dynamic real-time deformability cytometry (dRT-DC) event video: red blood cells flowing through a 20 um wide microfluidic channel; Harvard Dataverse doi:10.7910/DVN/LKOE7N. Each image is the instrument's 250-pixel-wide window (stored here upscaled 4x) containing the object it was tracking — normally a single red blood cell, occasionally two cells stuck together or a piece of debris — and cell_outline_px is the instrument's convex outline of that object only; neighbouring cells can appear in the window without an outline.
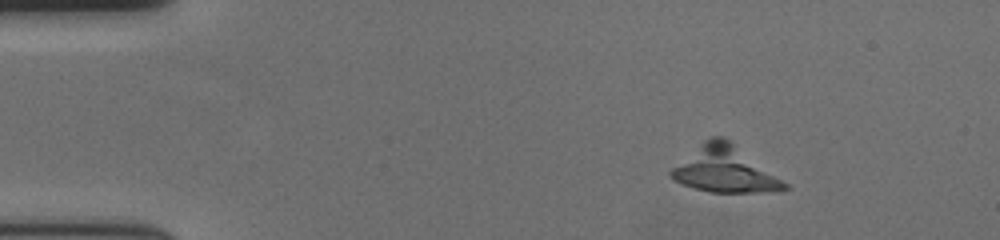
{"species": "human", "species_latin": "Homo sapiens", "temperature_condition": "cold", "stored_images_in_passage": 59, "camera_frame_rate_fps": 3000, "um_per_image_px": 0.085, "donor": {"sex": "female"}, "frame": {"image": 1, "passage_image": 9, "time_ms": 2.667, "image_size_px": [1000, 240], "cell_outline_px": [[792, 188], [784, 192], [712, 192], [692, 188], [680, 184], [672, 180], [668, 176], [668, 172], [672, 168], [704, 140], [712, 136], [720, 136], [728, 140], [788, 184]], "centroid_in_image_um": [61.59, 14.45], "position_along_channel_um": 23.4, "area_um2": 30.17}}
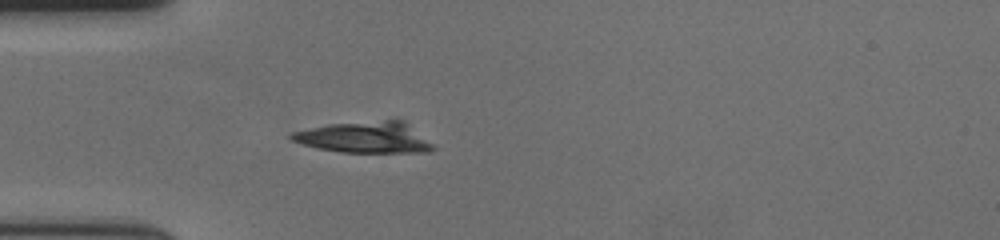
{"frame": {"image": 2, "passage_image": 18, "time_ms": 5.667, "image_size_px": [1000, 240], "cell_outline_px": [[436, 148], [432, 152], [340, 152], [316, 148], [292, 140], [288, 136], [292, 132], [328, 124], [384, 120], [404, 120], [432, 144]], "centroid_in_image_um": [31.02, 11.68], "position_along_channel_um": 54.0, "area_um2": 25.55}}